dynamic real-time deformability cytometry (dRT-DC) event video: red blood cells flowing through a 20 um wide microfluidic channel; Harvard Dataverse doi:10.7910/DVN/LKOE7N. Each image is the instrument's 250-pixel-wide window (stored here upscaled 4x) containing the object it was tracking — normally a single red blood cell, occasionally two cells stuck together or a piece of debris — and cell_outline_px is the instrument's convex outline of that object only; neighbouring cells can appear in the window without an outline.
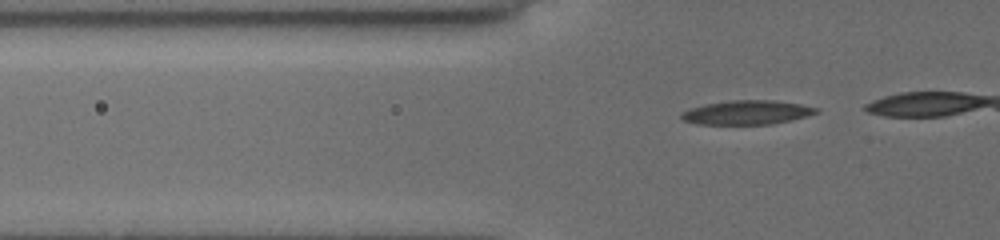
{"species": "common noctule bat (a hibernating species)", "species_latin": "Nyctalus noctula", "temperature_condition": "cold", "stored_images_in_passage": 9, "camera_frame_rate_fps": 3000, "um_per_image_px": 0.085, "animal": {"sex": "female", "body_mass_g": 19.5, "forearm_length_mm": 54.1}, "frame": {"image": 1, "passage_image": 2, "time_ms": 0.333, "image_size_px": [1000, 240], "cell_outline_px": [[820, 112], [808, 116], [792, 120], [772, 124], [696, 124], [684, 120], [680, 116], [680, 112], [688, 108], [704, 104], [732, 100], [772, 100], [800, 104], [820, 108]], "centroid_in_image_um": [63.5, 9.55], "position_along_channel_um": 62.3, "area_um2": 19.13}}
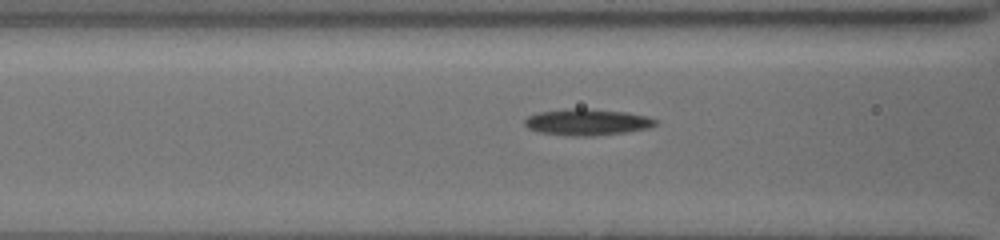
{"frame": {"image": 2, "passage_image": 7, "time_ms": 2.0, "image_size_px": [1000, 240], "cell_outline_px": [[656, 124], [648, 128], [624, 132], [592, 136], [572, 136], [540, 132], [528, 128], [524, 124], [524, 120], [528, 116], [540, 112], [572, 108], [584, 108], [624, 112], [648, 116], [656, 120]], "centroid_in_image_um": [49.89, 10.38], "position_along_channel_um": 116.7, "area_um2": 19.88}}